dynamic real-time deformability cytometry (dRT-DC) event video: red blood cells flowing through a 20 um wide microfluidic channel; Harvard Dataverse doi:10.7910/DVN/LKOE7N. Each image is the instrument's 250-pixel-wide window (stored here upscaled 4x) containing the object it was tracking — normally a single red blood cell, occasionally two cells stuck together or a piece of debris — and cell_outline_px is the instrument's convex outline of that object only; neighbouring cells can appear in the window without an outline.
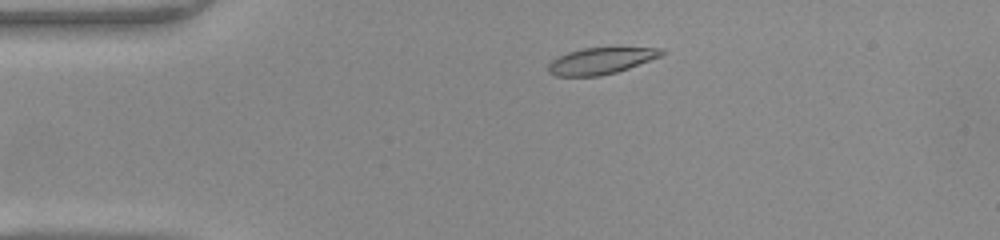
{"species": "common noctule bat (a hibernating species)", "species_latin": "Nyctalus noctula", "temperature_condition": "warm", "stored_images_in_passage": 43, "camera_frame_rate_fps": 3000, "um_per_image_px": 0.085, "animal": {"sex": "female", "body_mass_g": 22.0, "forearm_length_mm": 56.7}, "frame": {"image": 1, "passage_image": 5, "time_ms": 1.333, "image_size_px": [1000, 240], "cell_outline_px": [[668, 52], [660, 56], [628, 68], [616, 72], [600, 76], [556, 76], [548, 72], [548, 64], [552, 60], [568, 52], [584, 48], [660, 48]], "centroid_in_image_um": [51.06, 5.18], "position_along_channel_um": 33.9, "area_um2": 17.22}}
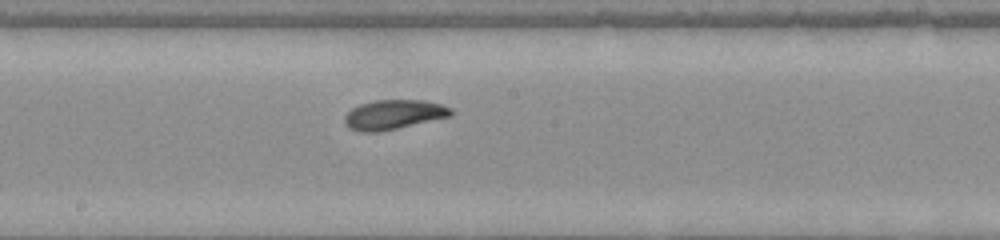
{"frame": {"image": 2, "passage_image": 21, "time_ms": 6.667, "image_size_px": [1000, 240], "cell_outline_px": [[452, 116], [380, 132], [360, 132], [348, 128], [344, 124], [344, 116], [352, 108], [360, 104], [376, 100], [420, 100], [440, 104], [452, 108]], "centroid_in_image_um": [33.43, 9.75], "position_along_channel_um": 214.8, "area_um2": 18.38}}
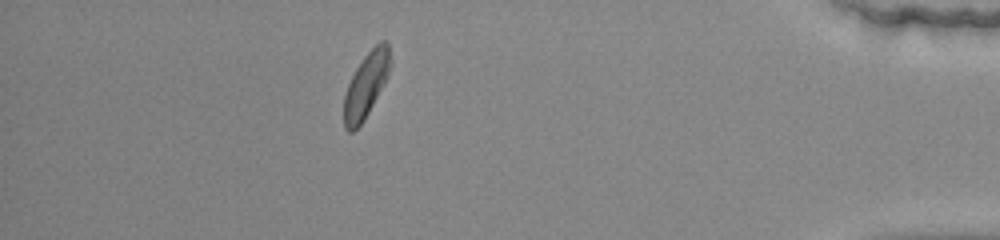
{"frame": {"image": 3, "passage_image": 38, "time_ms": 12.333, "image_size_px": [1000, 240], "cell_outline_px": [[392, 64], [388, 76], [364, 120], [352, 132], [348, 132], [344, 128], [344, 96], [348, 84], [356, 68], [364, 56], [380, 40], [384, 40], [388, 44]], "centroid_in_image_um": [31.13, 7.21], "position_along_channel_um": 404.1, "area_um2": 17.46}, "authors_computed_cell_mechanics": {"area_um2": 18.0336, "velocity_mm_per_s": 4.1919, "shape_relaxation_time_tau1_ms": 3.0536, "shape_relaxation_time_tau2_ms": 4.149, "deformation_change_tau1": 0.134, "deformation_change_tau2": 0.0921}}